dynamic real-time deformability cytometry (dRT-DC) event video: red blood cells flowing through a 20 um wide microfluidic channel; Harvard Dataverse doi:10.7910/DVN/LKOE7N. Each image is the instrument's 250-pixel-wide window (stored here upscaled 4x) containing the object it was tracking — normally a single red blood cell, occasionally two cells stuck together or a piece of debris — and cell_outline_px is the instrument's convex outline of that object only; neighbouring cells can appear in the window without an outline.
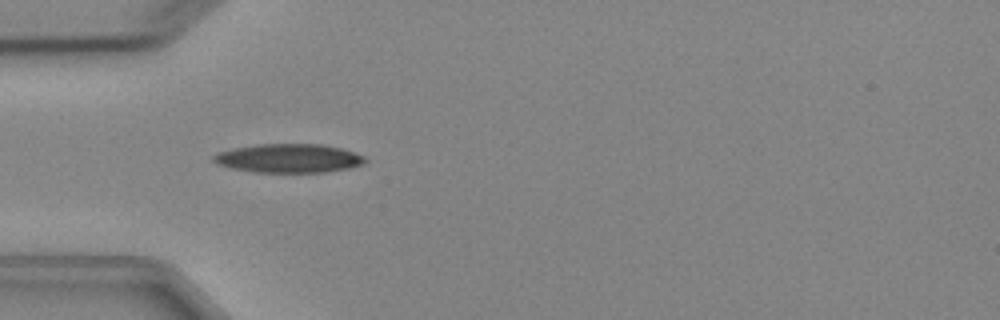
{"species": "Egyptian fruit bat (a non-hibernating species)", "species_latin": "Rousettus aegyptiacus", "temperature_condition": "cold", "stored_images_in_passage": 4, "camera_frame_rate_fps": 3000, "um_per_image_px": 0.085, "animal": {"sex": "female"}, "frame": {"image": 1, "passage_image": 3, "time_ms": 2.333, "image_size_px": [1000, 320], "cell_outline_px": [[368, 160], [360, 164], [348, 168], [324, 172], [256, 172], [232, 168], [216, 164], [212, 160], [212, 156], [216, 152], [232, 148], [260, 144], [324, 144], [340, 148], [364, 156]], "centroid_in_image_um": [24.48, 13.45], "position_along_channel_um": 60.5, "area_um2": 25.37}}